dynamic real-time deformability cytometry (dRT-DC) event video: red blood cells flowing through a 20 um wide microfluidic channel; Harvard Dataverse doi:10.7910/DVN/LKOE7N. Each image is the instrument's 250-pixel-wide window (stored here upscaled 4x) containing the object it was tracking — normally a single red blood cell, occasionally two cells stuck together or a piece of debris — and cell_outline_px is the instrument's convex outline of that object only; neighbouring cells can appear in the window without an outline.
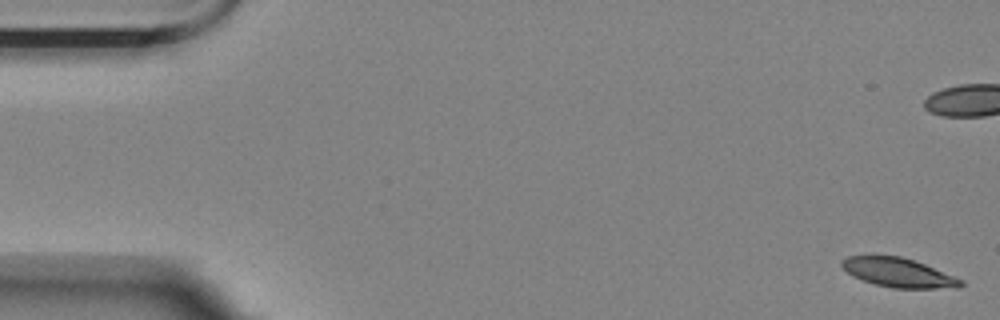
{"species": "Egyptian fruit bat (a non-hibernating species)", "species_latin": "Rousettus aegyptiacus", "temperature_condition": "room temperature", "stored_images_in_passage": 58, "camera_frame_rate_fps": 3000, "um_per_image_px": 0.085, "animal": {"sex": "female"}, "frame": {"image": 1, "passage_image": 1, "time_ms": 0.0, "image_size_px": [1000, 320], "cell_outline_px": [[964, 284], [960, 288], [892, 288], [876, 284], [852, 276], [840, 264], [840, 260], [848, 256], [900, 256], [924, 264], [964, 280]], "centroid_in_image_um": [76.38, 23.18], "position_along_channel_um": 8.6, "area_um2": 20.0}}
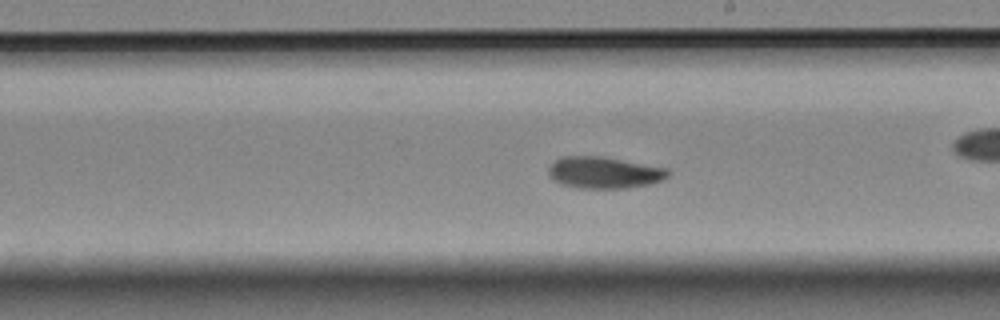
{"frame": {"image": 2, "passage_image": 32, "time_ms": 10.333, "image_size_px": [1000, 320], "cell_outline_px": [[668, 176], [664, 180], [648, 184], [628, 188], [576, 188], [560, 184], [552, 180], [548, 176], [548, 168], [560, 156], [604, 156], [668, 168]], "centroid_in_image_um": [51.32, 14.67], "position_along_channel_um": 237.7, "area_um2": 22.31}}
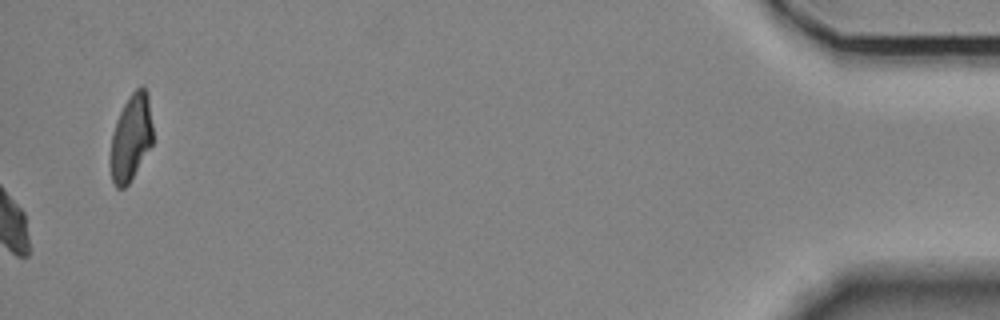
{"frame": {"image": 3, "passage_image": 58, "time_ms": 19.0, "image_size_px": [1000, 320], "cell_outline_px": [[152, 144], [128, 184], [124, 188], [116, 188], [112, 180], [112, 132], [116, 120], [124, 104], [132, 92], [140, 84], [148, 92], [152, 124]], "centroid_in_image_um": [11.16, 11.64], "position_along_channel_um": 424.0, "area_um2": 20.92}, "authors_computed_cell_mechanics": {"area_um2": 21.4438, "velocity_mm_per_s": 3.4776, "shape_relaxation_time_tau1_ms": 6.6899, "shape_relaxation_time_tau2_ms": 9.838, "deformation_change_tau1": 0.1771, "deformation_change_tau2": 0.1394}}